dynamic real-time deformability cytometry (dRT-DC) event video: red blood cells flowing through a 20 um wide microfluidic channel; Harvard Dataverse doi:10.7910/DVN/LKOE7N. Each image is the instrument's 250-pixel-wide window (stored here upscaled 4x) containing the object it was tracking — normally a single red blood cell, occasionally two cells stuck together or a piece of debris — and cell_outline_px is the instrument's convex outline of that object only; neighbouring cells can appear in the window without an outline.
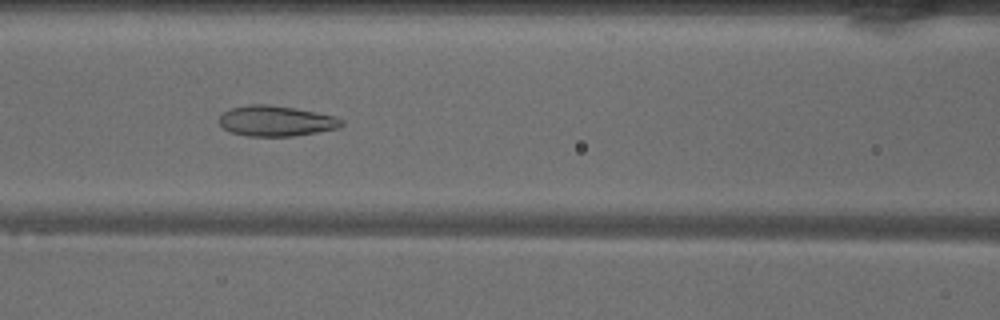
{"species": "common noctule bat (a hibernating species)", "species_latin": "Nyctalus noctula", "temperature_condition": "warm", "stored_images_in_passage": 43, "camera_frame_rate_fps": 3000, "um_per_image_px": 0.085, "animal": {"sex": "male", "body_mass_g": 18.8}, "frame": {"image": 1, "passage_image": 15, "time_ms": 4.667, "image_size_px": [1000, 320], "cell_outline_px": [[344, 124], [340, 128], [292, 136], [248, 136], [232, 132], [224, 128], [220, 124], [220, 116], [224, 112], [232, 108], [252, 104], [268, 104], [316, 112], [336, 116], [344, 120]], "centroid_in_image_um": [23.51, 10.28], "position_along_channel_um": 143.1, "area_um2": 21.56}}
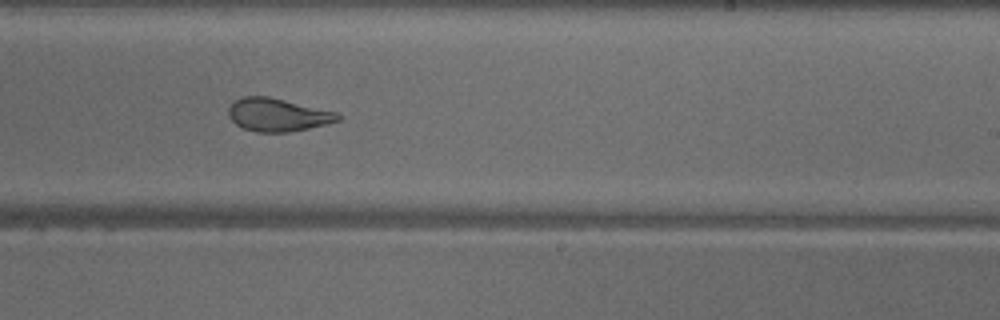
{"frame": {"image": 2, "passage_image": 24, "time_ms": 7.667, "image_size_px": [1000, 320], "cell_outline_px": [[340, 120], [308, 128], [288, 132], [256, 132], [244, 128], [236, 124], [228, 116], [228, 108], [236, 100], [244, 96], [268, 96], [336, 112], [340, 116]], "centroid_in_image_um": [23.57, 9.76], "position_along_channel_um": 265.4, "area_um2": 20.75}}
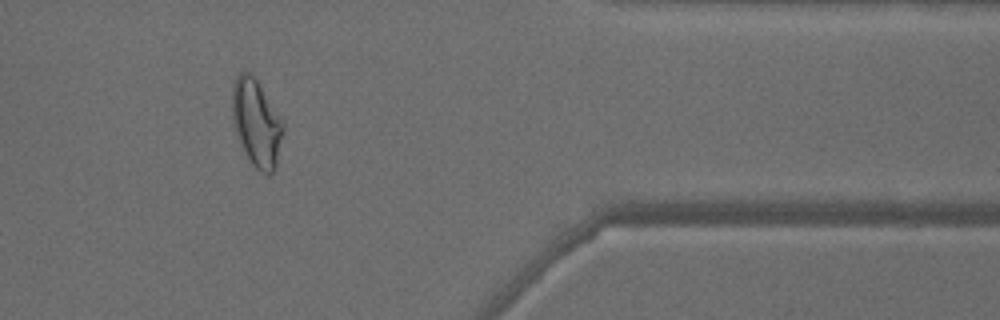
{"frame": {"image": 3, "passage_image": 35, "time_ms": 11.333, "image_size_px": [1000, 320], "cell_outline_px": [[284, 128], [276, 168], [268, 176], [260, 172], [252, 164], [244, 152], [240, 144], [236, 132], [232, 116], [232, 84], [236, 76], [240, 72], [248, 72], [256, 80], [284, 124]], "centroid_in_image_um": [21.79, 10.5], "position_along_channel_um": 389.6, "area_um2": 25.61}, "authors_computed_cell_mechanics": {"area_um2": 24.3916, "velocity_mm_per_s": 4.0832, "shape_relaxation_time_tau1_ms": null, "shape_relaxation_time_tau2_ms": 1.3716, "deformation_change_tau1": null, "deformation_change_tau2": 0.0863}}